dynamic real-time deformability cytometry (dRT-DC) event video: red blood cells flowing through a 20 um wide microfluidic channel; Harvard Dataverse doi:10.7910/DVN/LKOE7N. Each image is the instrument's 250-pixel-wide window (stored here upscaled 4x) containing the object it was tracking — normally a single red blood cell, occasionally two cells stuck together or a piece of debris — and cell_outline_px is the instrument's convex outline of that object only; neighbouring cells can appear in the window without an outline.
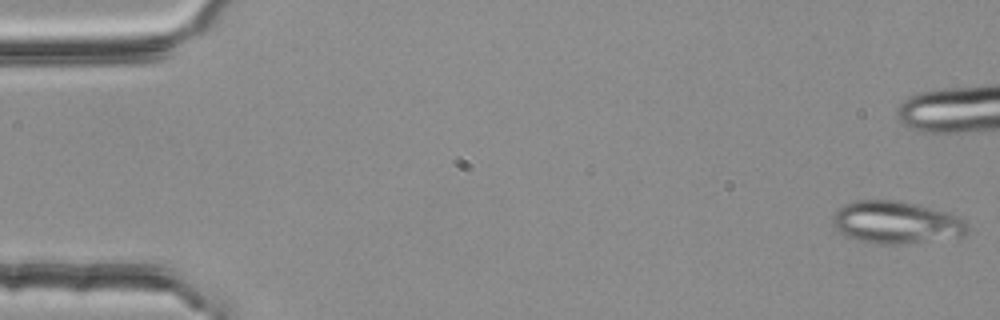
{"species": "common noctule bat (a hibernating species)", "species_latin": "Nyctalus noctula", "temperature_condition": "room temperature", "stored_images_in_passage": 20, "camera_frame_rate_fps": 3000, "um_per_image_px": 0.085, "animal": {"sex": "female", "body_mass_g": 25.1}, "frame": {"image": 1, "passage_image": 1, "time_ms": 0.0, "image_size_px": [1000, 320], "cell_outline_px": [[968, 232], [964, 236], [908, 244], [872, 244], [856, 240], [844, 236], [832, 224], [832, 216], [836, 208], [852, 200], [896, 200], [948, 212], [960, 216], [968, 224]], "centroid_in_image_um": [76.15, 18.92], "position_along_channel_um": 8.9, "area_um2": 33.93}}